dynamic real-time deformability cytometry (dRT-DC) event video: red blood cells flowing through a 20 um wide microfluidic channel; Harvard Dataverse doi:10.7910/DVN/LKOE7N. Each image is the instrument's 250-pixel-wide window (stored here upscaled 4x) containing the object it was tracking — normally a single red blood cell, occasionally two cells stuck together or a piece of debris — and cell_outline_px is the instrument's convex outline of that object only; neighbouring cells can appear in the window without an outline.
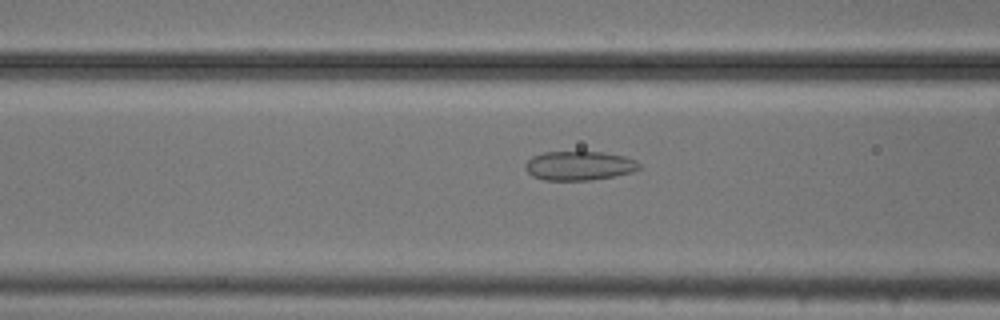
{"species": "common noctule bat (a hibernating species)", "species_latin": "Nyctalus noctula", "temperature_condition": "cold", "stored_images_in_passage": 23, "camera_frame_rate_fps": 3000, "um_per_image_px": 0.085, "animal": {"sex": "male", "body_mass_g": 20.5, "forearm_length_mm": 52.5}, "frame": {"image": 1, "passage_image": 17, "time_ms": 5.333, "image_size_px": [1000, 320], "cell_outline_px": [[640, 168], [632, 172], [616, 176], [592, 180], [544, 180], [532, 176], [524, 168], [524, 164], [532, 156], [544, 152], [604, 152], [624, 156], [636, 160], [640, 164]], "centroid_in_image_um": [49.23, 14.09], "position_along_channel_um": 117.4, "area_um2": 19.48}}
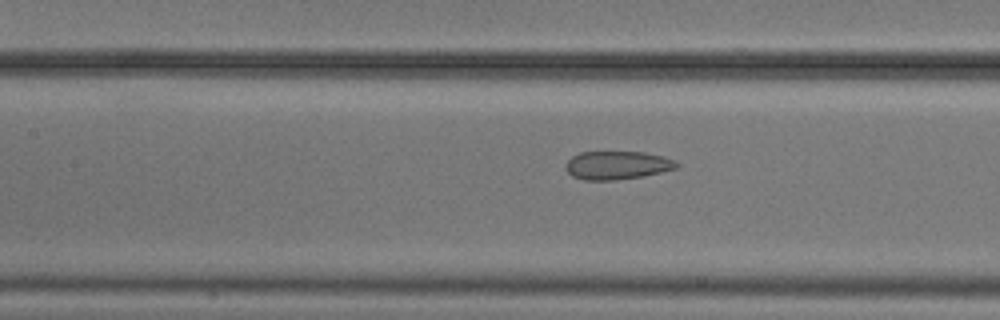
{"frame": {"image": 2, "passage_image": 20, "time_ms": 6.333, "image_size_px": [1000, 320], "cell_outline_px": [[680, 164], [676, 168], [660, 172], [640, 176], [612, 180], [584, 180], [572, 176], [564, 168], [564, 164], [572, 156], [580, 152], [644, 152], [664, 156], [676, 160]], "centroid_in_image_um": [52.44, 14.03], "position_along_channel_um": 155.0, "area_um2": 18.32}}